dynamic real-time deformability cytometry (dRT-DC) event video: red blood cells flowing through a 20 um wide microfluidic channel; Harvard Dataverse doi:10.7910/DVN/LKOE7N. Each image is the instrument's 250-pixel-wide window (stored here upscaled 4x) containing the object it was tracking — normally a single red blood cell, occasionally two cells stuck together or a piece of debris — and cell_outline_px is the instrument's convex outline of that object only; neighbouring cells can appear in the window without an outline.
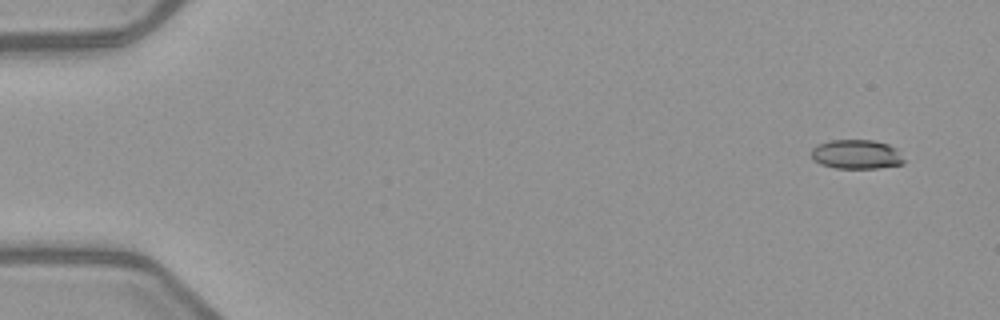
{"species": "common noctule bat (a hibernating species)", "species_latin": "Nyctalus noctula", "temperature_condition": "warm", "stored_images_in_passage": 6, "camera_frame_rate_fps": 3000, "um_per_image_px": 0.085, "animal": {"sex": "female", "body_mass_g": 21.9}, "frame": {"image": 1, "passage_image": 1, "time_ms": 0.0, "image_size_px": [1000, 320], "cell_outline_px": [[908, 160], [904, 164], [880, 168], [836, 168], [820, 164], [812, 160], [812, 148], [816, 144], [828, 140], [872, 140], [888, 144], [896, 148]], "centroid_in_image_um": [72.83, 13.12], "position_along_channel_um": 12.2, "area_um2": 16.18}}
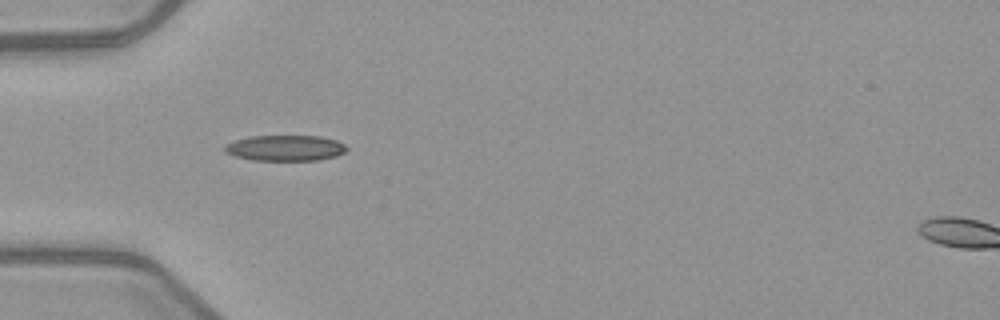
{"frame": {"image": 2, "passage_image": 5, "time_ms": 4.667, "image_size_px": [1000, 320], "cell_outline_px": [[348, 148], [344, 152], [336, 156], [320, 160], [252, 160], [236, 156], [224, 152], [224, 144], [248, 136], [320, 136], [336, 140], [344, 144]], "centroid_in_image_um": [24.24, 12.58], "position_along_channel_um": 60.8, "area_um2": 18.32}}
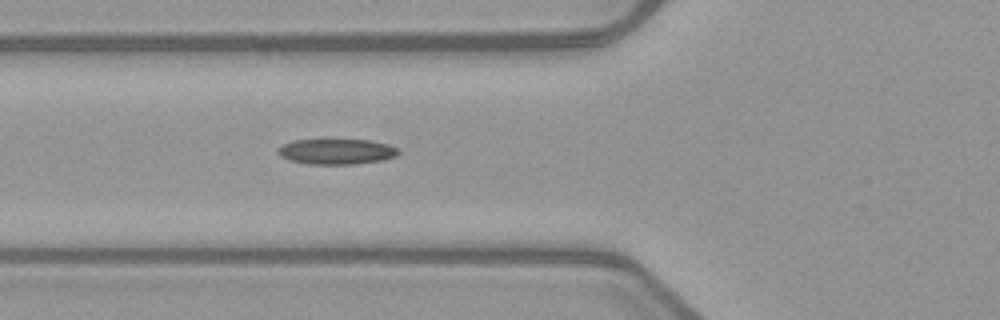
{"frame": {"image": 3, "passage_image": 6, "time_ms": 5.667, "image_size_px": [1000, 320], "cell_outline_px": [[400, 152], [396, 156], [384, 160], [356, 164], [308, 164], [288, 160], [280, 156], [276, 152], [284, 144], [292, 140], [324, 136], [368, 140], [388, 144], [400, 148]], "centroid_in_image_um": [28.59, 12.83], "position_along_channel_um": 97.2, "area_um2": 19.07}}